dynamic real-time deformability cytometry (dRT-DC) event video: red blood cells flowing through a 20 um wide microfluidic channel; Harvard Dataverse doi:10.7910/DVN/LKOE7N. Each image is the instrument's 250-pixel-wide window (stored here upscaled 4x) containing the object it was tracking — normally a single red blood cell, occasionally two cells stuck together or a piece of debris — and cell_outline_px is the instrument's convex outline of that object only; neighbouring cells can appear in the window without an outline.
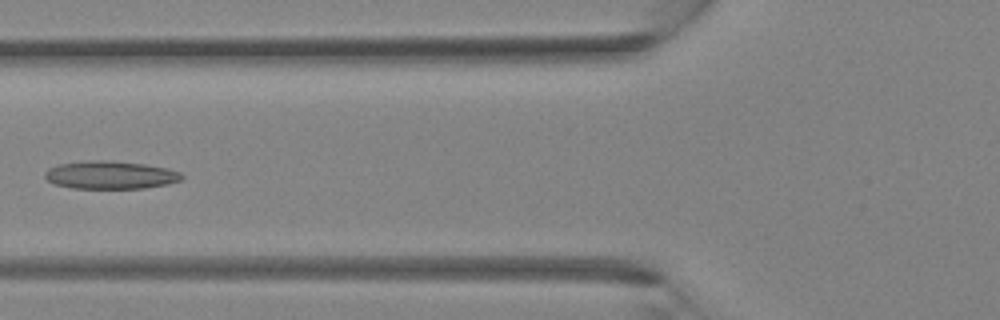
{"species": "Egyptian fruit bat (a non-hibernating species)", "species_latin": "Rousettus aegyptiacus", "temperature_condition": "room temperature", "stored_images_in_passage": 5, "camera_frame_rate_fps": 3000, "um_per_image_px": 0.085, "animal": {"sex": "female"}, "frame": {"image": 1, "passage_image": 5, "time_ms": 4.667, "image_size_px": [1000, 320], "cell_outline_px": [[184, 176], [180, 180], [168, 184], [144, 188], [72, 188], [52, 184], [44, 176], [44, 172], [48, 168], [56, 164], [88, 160], [112, 160], [144, 164], [168, 168], [180, 172]], "centroid_in_image_um": [9.35, 14.86], "position_along_channel_um": 116.5, "area_um2": 22.54}}